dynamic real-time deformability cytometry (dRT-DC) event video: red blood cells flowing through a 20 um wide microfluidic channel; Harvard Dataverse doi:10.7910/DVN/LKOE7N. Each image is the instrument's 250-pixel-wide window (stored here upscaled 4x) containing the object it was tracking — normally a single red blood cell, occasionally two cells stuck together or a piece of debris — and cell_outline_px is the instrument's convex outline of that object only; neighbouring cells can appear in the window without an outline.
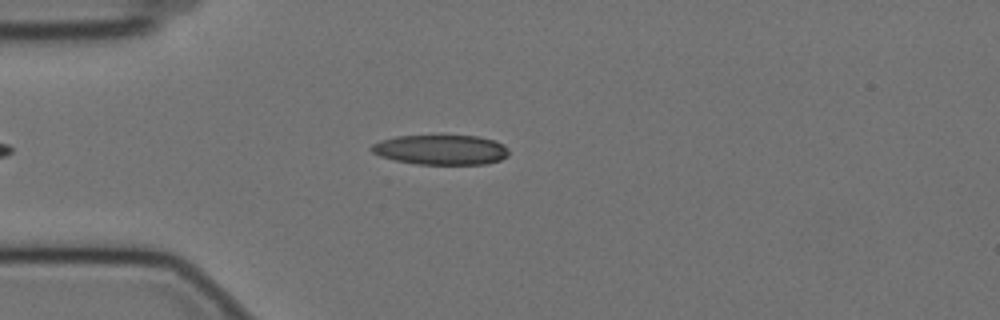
{"species": "Egyptian fruit bat (a non-hibernating species)", "species_latin": "Rousettus aegyptiacus", "temperature_condition": "cold", "stored_images_in_passage": 49, "camera_frame_rate_fps": 3000, "um_per_image_px": 0.085, "animal": {"sex": "female"}, "frame": {"image": 1, "passage_image": 10, "time_ms": 3.0, "image_size_px": [1000, 320], "cell_outline_px": [[508, 156], [500, 160], [484, 164], [416, 164], [396, 160], [380, 156], [372, 152], [368, 148], [372, 144], [380, 140], [396, 136], [476, 136], [496, 140], [504, 144], [508, 148]], "centroid_in_image_um": [37.48, 12.73], "position_along_channel_um": 47.5, "area_um2": 23.99}}
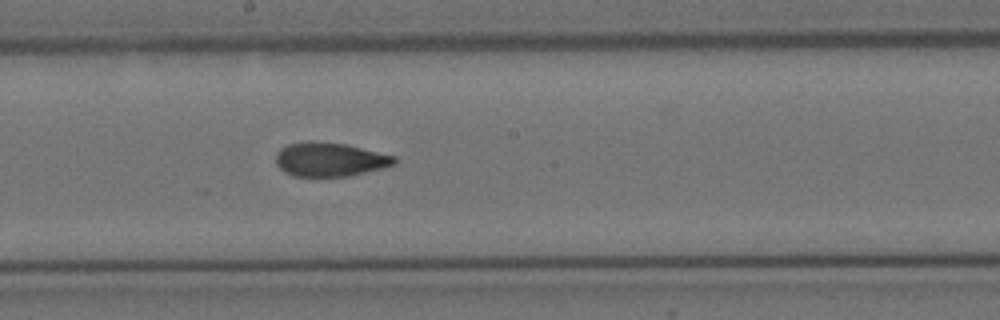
{"frame": {"image": 2, "passage_image": 26, "time_ms": 8.333, "image_size_px": [1000, 320], "cell_outline_px": [[396, 164], [384, 168], [348, 176], [292, 176], [284, 172], [276, 164], [276, 152], [280, 148], [288, 144], [308, 140], [312, 140], [348, 144], [396, 156]], "centroid_in_image_um": [28.03, 13.54], "position_along_channel_um": 220.2, "area_um2": 23.81}}
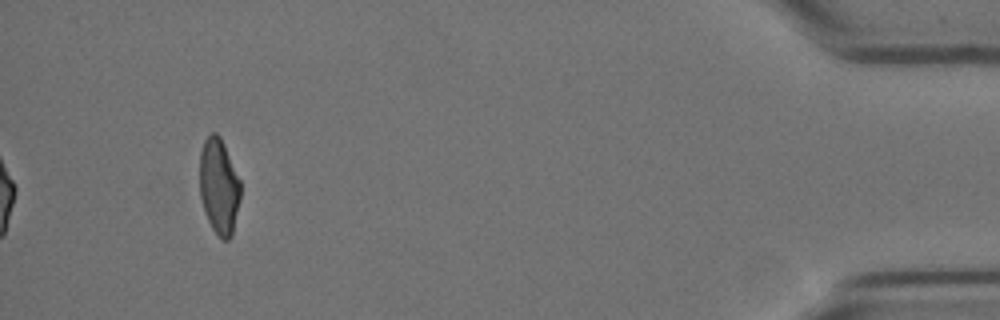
{"frame": {"image": 3, "passage_image": 49, "time_ms": 16.0, "image_size_px": [1000, 320], "cell_outline_px": [[240, 200], [232, 236], [228, 240], [220, 240], [212, 228], [204, 212], [200, 196], [200, 152], [204, 140], [212, 132], [216, 132], [220, 136], [224, 144], [240, 180]], "centroid_in_image_um": [18.61, 15.87], "position_along_channel_um": 416.6, "area_um2": 22.95}, "authors_computed_cell_mechanics": {"area_um2": 23.8714, "velocity_mm_per_s": 3.4921, "shape_relaxation_time_tau1_ms": 8.4041, "shape_relaxation_time_tau2_ms": 1.6743, "deformation_change_tau1": 0.2115, "deformation_change_tau2": 0.0832}}